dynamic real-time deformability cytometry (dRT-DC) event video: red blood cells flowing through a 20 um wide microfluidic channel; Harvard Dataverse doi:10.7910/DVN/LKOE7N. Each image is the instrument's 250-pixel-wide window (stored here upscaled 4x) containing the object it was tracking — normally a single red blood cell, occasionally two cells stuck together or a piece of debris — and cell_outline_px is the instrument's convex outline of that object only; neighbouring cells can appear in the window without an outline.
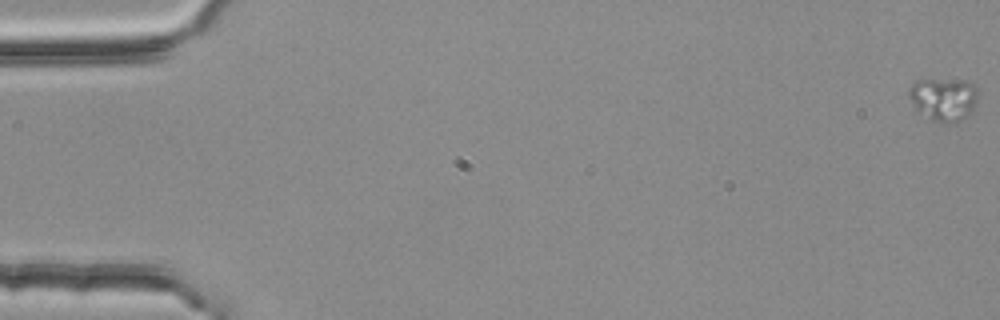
{"species": "common noctule bat (a hibernating species)", "species_latin": "Nyctalus noctula", "temperature_condition": "room temperature", "stored_images_in_passage": 18, "camera_frame_rate_fps": 3000, "um_per_image_px": 0.085, "animal": {"sex": "female", "body_mass_g": 25.1}, "frame": {"image": 1, "passage_image": 1, "time_ms": 0.0, "image_size_px": [1000, 320], "cell_outline_px": [[976, 100], [972, 112], [960, 120], [932, 120], [916, 108], [912, 104], [908, 96], [908, 92], [912, 84], [916, 80], [964, 80], [972, 84], [976, 88]], "centroid_in_image_um": [80.19, 8.38], "position_along_channel_um": 4.8, "area_um2": 16.65}}